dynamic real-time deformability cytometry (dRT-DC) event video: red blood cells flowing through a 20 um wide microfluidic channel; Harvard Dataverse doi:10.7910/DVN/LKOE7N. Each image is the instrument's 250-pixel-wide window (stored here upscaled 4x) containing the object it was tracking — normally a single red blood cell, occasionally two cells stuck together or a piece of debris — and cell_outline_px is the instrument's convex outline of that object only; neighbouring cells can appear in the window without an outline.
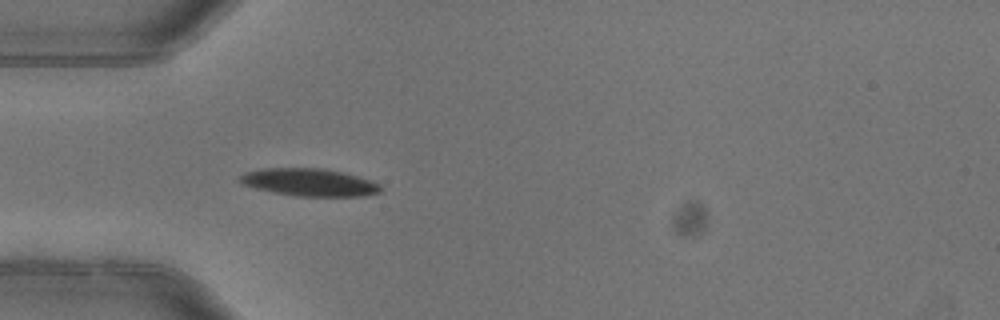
{"species": "common noctule bat (a hibernating species)", "species_latin": "Nyctalus noctula", "temperature_condition": "warm", "stored_images_in_passage": 5, "camera_frame_rate_fps": 3000, "um_per_image_px": 0.085, "animal": {"sex": "female"}, "frame": {"image": 1, "passage_image": 5, "time_ms": 1.333, "image_size_px": [1000, 320], "cell_outline_px": [[380, 192], [364, 196], [296, 196], [272, 192], [256, 188], [244, 184], [240, 180], [240, 176], [244, 172], [264, 168], [324, 168], [344, 172], [380, 184]], "centroid_in_image_um": [26.29, 15.49], "position_along_channel_um": 58.7, "area_um2": 22.43}}